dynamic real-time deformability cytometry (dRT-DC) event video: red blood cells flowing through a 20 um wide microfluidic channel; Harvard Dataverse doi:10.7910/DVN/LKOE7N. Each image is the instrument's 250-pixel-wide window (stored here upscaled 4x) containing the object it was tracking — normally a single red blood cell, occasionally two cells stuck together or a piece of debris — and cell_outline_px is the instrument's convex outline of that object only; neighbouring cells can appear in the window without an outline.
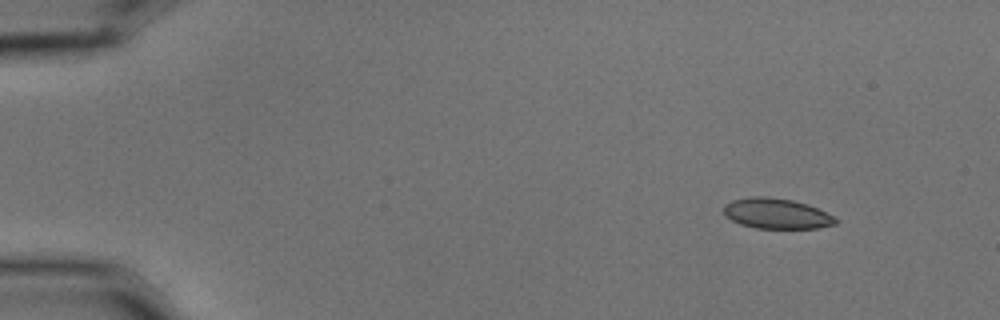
{"species": "common noctule bat (a hibernating species)", "species_latin": "Nyctalus noctula", "temperature_condition": "cold", "stored_images_in_passage": 4, "camera_frame_rate_fps": 3000, "um_per_image_px": 0.085, "animal": {"sex": "male", "body_mass_g": 15.6}, "frame": {"image": 1, "passage_image": 1, "time_ms": 0.0, "image_size_px": [1000, 320], "cell_outline_px": [[840, 220], [836, 224], [816, 228], [756, 228], [740, 224], [724, 216], [724, 204], [732, 200], [752, 196], [768, 196], [792, 200], [808, 204]], "centroid_in_image_um": [65.98, 18.15], "position_along_channel_um": 19.0, "area_um2": 19.83}}
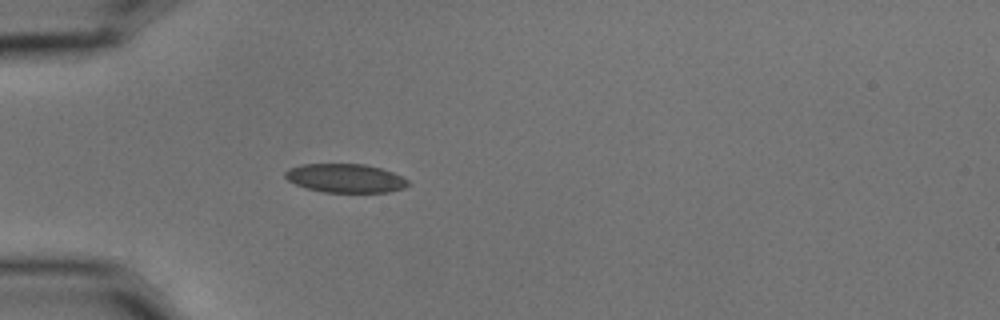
{"frame": {"image": 2, "passage_image": 4, "time_ms": 1.0, "image_size_px": [1000, 320], "cell_outline_px": [[408, 184], [404, 188], [388, 192], [324, 192], [308, 188], [296, 184], [288, 180], [284, 176], [284, 172], [288, 168], [300, 164], [364, 164], [380, 168], [392, 172], [408, 180]], "centroid_in_image_um": [29.33, 15.14], "position_along_channel_um": 55.7, "area_um2": 20.46}}